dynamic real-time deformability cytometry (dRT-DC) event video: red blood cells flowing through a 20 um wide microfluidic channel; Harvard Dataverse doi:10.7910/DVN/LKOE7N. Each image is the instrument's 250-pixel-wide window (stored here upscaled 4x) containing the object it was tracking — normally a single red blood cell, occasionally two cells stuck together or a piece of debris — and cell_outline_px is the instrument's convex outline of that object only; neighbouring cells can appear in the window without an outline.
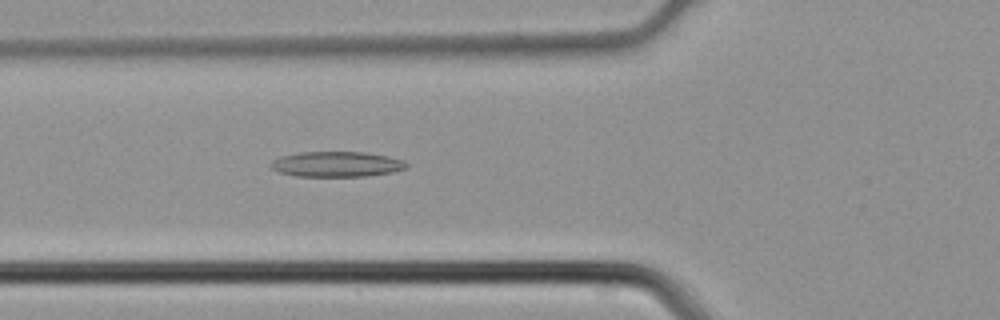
{"species": "common noctule bat (a hibernating species)", "species_latin": "Nyctalus noctula", "temperature_condition": "cold", "stored_images_in_passage": 26, "camera_frame_rate_fps": 3000, "um_per_image_px": 0.085, "animal": {"sex": "male", "body_mass_g": 21.5, "forearm_length_mm": 52.0}, "frame": {"image": 1, "passage_image": 4, "time_ms": 1.0, "image_size_px": [1000, 320], "cell_outline_px": [[408, 168], [392, 172], [364, 176], [296, 176], [280, 172], [272, 168], [272, 160], [280, 156], [300, 152], [364, 152], [388, 156], [404, 160], [408, 164]], "centroid_in_image_um": [28.65, 13.95], "position_along_channel_um": 97.2, "area_um2": 19.94}}
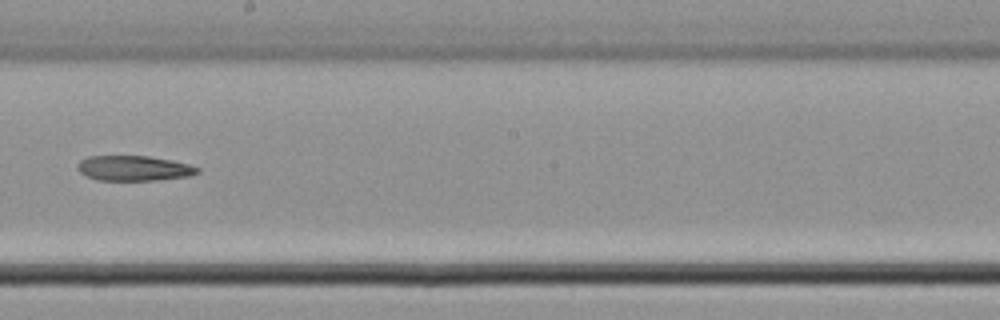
{"frame": {"image": 2, "passage_image": 13, "time_ms": 4.0, "image_size_px": [1000, 320], "cell_outline_px": [[200, 172], [188, 176], [160, 180], [96, 180], [80, 172], [76, 168], [76, 164], [80, 160], [88, 156], [148, 156], [172, 160], [188, 164], [200, 168]], "centroid_in_image_um": [11.37, 14.3], "position_along_channel_um": 236.8, "area_um2": 17.63}}
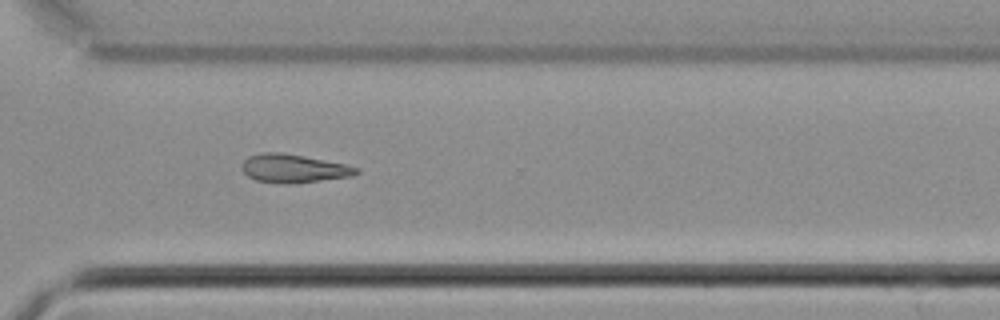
{"frame": {"image": 3, "passage_image": 20, "time_ms": 6.333, "image_size_px": [1000, 320], "cell_outline_px": [[360, 172], [352, 176], [292, 184], [284, 184], [256, 180], [248, 176], [240, 168], [244, 160], [248, 156], [260, 152], [280, 152], [304, 156], [344, 164], [360, 168]], "centroid_in_image_um": [24.93, 14.32], "position_along_channel_um": 345.7, "area_um2": 19.02}}